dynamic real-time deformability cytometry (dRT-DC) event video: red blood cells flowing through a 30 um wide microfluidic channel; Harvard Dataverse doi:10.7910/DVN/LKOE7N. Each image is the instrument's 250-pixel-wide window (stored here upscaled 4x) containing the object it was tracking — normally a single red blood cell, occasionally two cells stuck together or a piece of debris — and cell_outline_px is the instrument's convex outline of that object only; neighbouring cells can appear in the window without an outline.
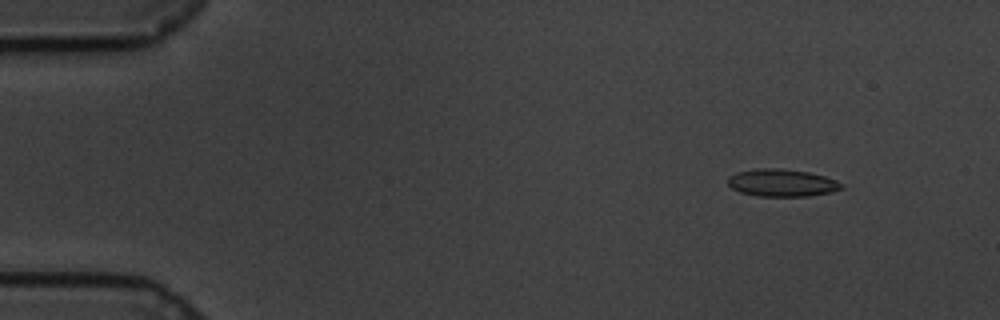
{"species": "common noctule bat (a hibernating species)", "species_latin": "Nyctalus noctula", "temperature_condition": "cold", "stored_images_in_passage": 60, "camera_frame_rate_fps": 3000, "um_per_image_px": 0.085, "animal": {"sex": "male", "body_mass_g": 19.5, "forearm_length_mm": 54.6}, "frame": {"image": 1, "passage_image": 7, "time_ms": 2.0, "image_size_px": [1000, 320], "cell_outline_px": [[844, 188], [832, 192], [808, 196], [756, 196], [740, 192], [732, 188], [728, 184], [728, 176], [736, 172], [756, 168], [780, 168], [808, 172], [824, 176], [836, 180], [844, 184]], "centroid_in_image_um": [66.46, 15.54], "position_along_channel_um": 18.5, "area_um2": 18.32}}
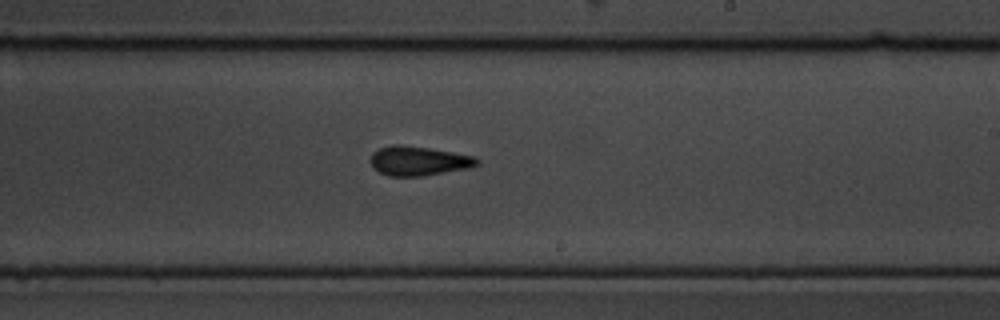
{"frame": {"image": 2, "passage_image": 36, "time_ms": 11.667, "image_size_px": [1000, 320], "cell_outline_px": [[480, 164], [472, 168], [424, 176], [388, 176], [372, 168], [368, 160], [372, 152], [380, 148], [392, 144], [400, 144], [428, 148], [476, 156], [480, 160]], "centroid_in_image_um": [35.58, 13.68], "position_along_channel_um": 253.4, "area_um2": 18.67}}
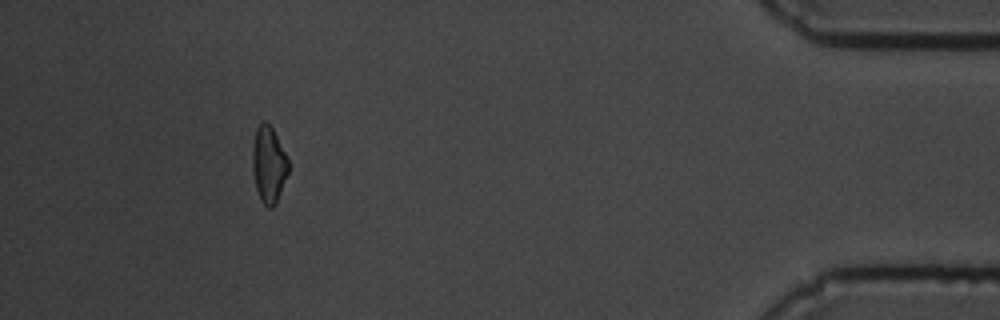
{"frame": {"image": 3, "passage_image": 55, "time_ms": 18.0, "image_size_px": [1000, 320], "cell_outline_px": [[288, 172], [276, 204], [272, 208], [268, 208], [260, 200], [256, 188], [252, 172], [252, 144], [256, 128], [260, 120], [264, 120], [272, 128], [288, 160]], "centroid_in_image_um": [22.8, 13.98], "position_along_channel_um": 412.4, "area_um2": 16.07}, "authors_computed_cell_mechanics": {"area_um2": 17.629, "velocity_mm_per_s": 3.4087, "shape_relaxation_time_tau1_ms": 5.5599, "shape_relaxation_time_tau2_ms": 2.889, "deformation_change_tau1": 0.1317, "deformation_change_tau2": 0.0938}}